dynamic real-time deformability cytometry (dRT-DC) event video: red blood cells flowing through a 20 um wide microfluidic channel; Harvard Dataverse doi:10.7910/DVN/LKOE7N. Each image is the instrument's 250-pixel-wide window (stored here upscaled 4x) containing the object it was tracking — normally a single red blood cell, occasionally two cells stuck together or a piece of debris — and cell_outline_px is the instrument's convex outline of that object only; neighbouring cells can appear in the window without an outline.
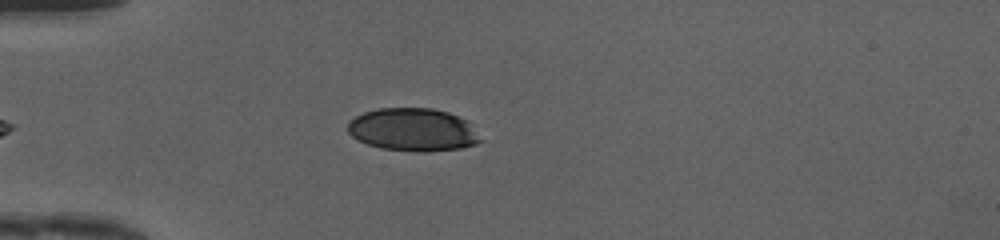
{"species": "human", "species_latin": "Homo sapiens", "temperature_condition": "cold", "stored_images_in_passage": 33, "camera_frame_rate_fps": 3000, "um_per_image_px": 0.085, "donor": {"sex": "female"}, "frame": {"image": 1, "passage_image": 2, "time_ms": 0.333, "image_size_px": [1000, 240], "cell_outline_px": [[484, 140], [476, 144], [460, 148], [424, 152], [380, 148], [368, 144], [352, 136], [348, 132], [348, 120], [364, 112], [376, 108], [432, 108], [448, 112], [468, 120]], "centroid_in_image_um": [35.13, 11.01], "position_along_channel_um": 49.9, "area_um2": 33.35}}
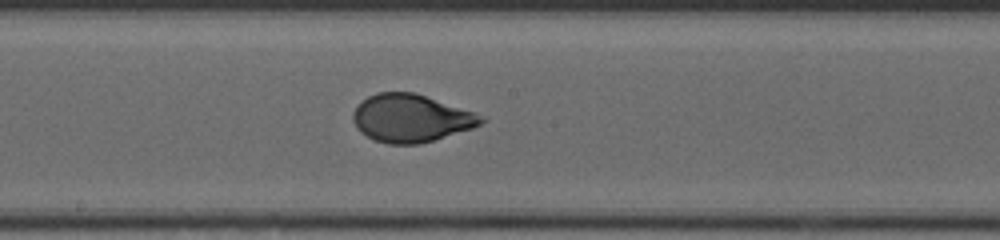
{"frame": {"image": 2, "passage_image": 15, "time_ms": 4.667, "image_size_px": [1000, 240], "cell_outline_px": [[488, 120], [472, 128], [420, 144], [388, 144], [376, 140], [360, 132], [356, 128], [352, 120], [352, 112], [368, 96], [376, 92], [412, 92], [476, 112], [484, 116]], "centroid_in_image_um": [34.94, 10.05], "position_along_channel_um": 213.3, "area_um2": 35.55}}
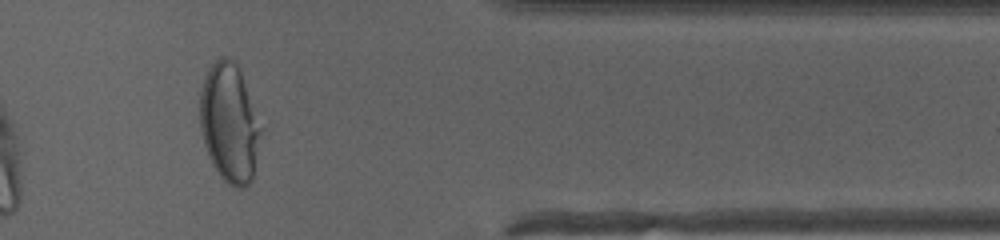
{"frame": {"image": 3, "passage_image": 29, "time_ms": 9.333, "image_size_px": [1000, 240], "cell_outline_px": [[260, 132], [252, 180], [244, 188], [236, 188], [228, 184], [220, 176], [212, 164], [208, 156], [204, 144], [200, 128], [200, 92], [204, 76], [208, 68], [220, 56], [224, 56], [236, 60], [260, 128]], "centroid_in_image_um": [19.45, 10.45], "position_along_channel_um": 392.0, "area_um2": 41.56}, "authors_computed_cell_mechanics": {"area_um2": 35.9516, "velocity_mm_per_s": 4.1853, "shape_relaxation_time_tau1_ms": 3.351, "shape_relaxation_time_tau2_ms": null, "deformation_change_tau1": 0.1713, "deformation_change_tau2": null}}